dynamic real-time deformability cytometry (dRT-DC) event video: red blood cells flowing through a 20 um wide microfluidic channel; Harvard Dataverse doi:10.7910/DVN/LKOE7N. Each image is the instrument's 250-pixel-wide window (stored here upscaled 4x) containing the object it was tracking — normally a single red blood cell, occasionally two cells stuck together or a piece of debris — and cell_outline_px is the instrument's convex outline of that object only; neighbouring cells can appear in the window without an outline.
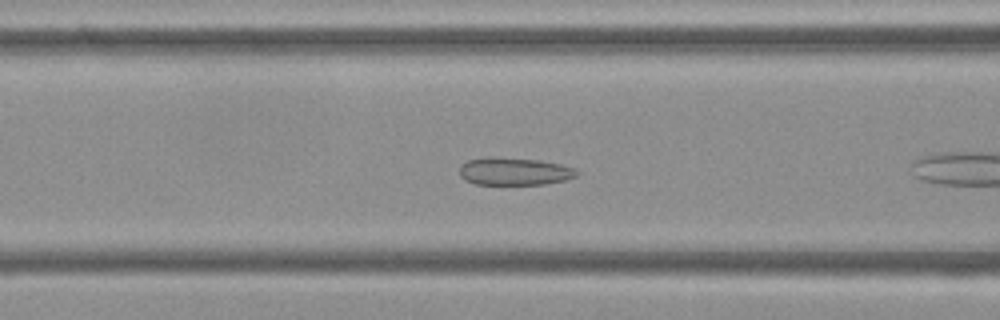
{"species": "Egyptian fruit bat (a non-hibernating species)", "species_latin": "Rousettus aegyptiacus", "temperature_condition": "cold", "stored_images_in_passage": 41, "camera_frame_rate_fps": 3000, "um_per_image_px": 0.085, "frame": {"image": 1, "passage_image": 7, "time_ms": 2.0, "image_size_px": [1000, 320], "cell_outline_px": [[580, 172], [576, 176], [564, 180], [544, 184], [476, 184], [464, 180], [460, 176], [460, 164], [468, 160], [488, 156], [496, 156], [540, 160], [560, 164], [572, 168]], "centroid_in_image_um": [43.67, 14.55], "position_along_channel_um": 122.9, "area_um2": 19.02}}
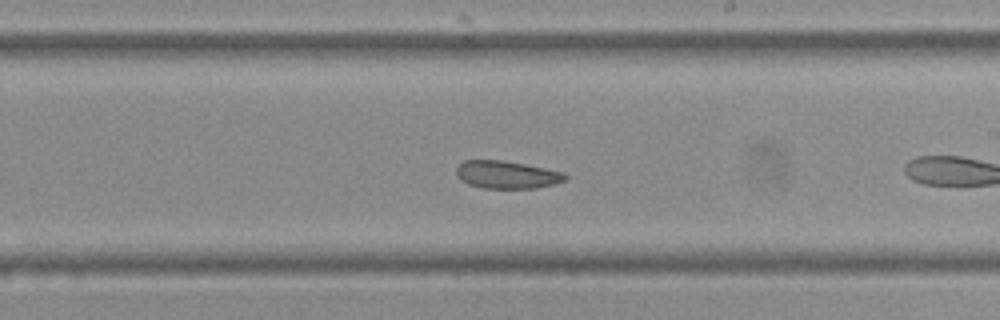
{"frame": {"image": 2, "passage_image": 17, "time_ms": 5.333, "image_size_px": [1000, 320], "cell_outline_px": [[568, 180], [556, 184], [536, 188], [484, 188], [468, 184], [460, 180], [456, 176], [456, 168], [464, 160], [504, 160], [564, 172], [568, 176]], "centroid_in_image_um": [43.1, 14.85], "position_along_channel_um": 245.9, "area_um2": 17.74}}
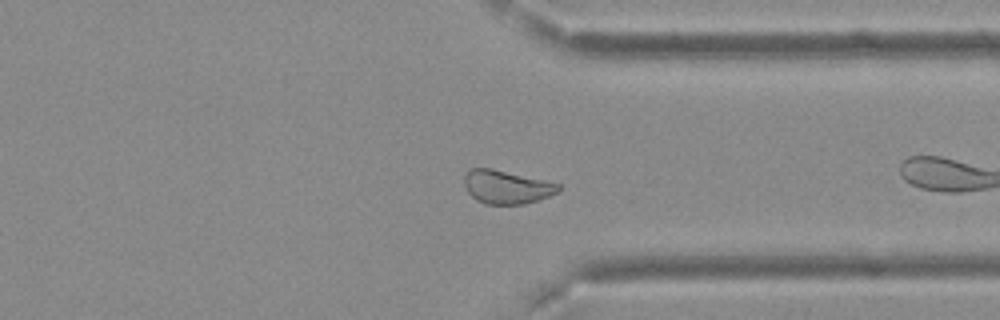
{"frame": {"image": 3, "passage_image": 27, "time_ms": 8.667, "image_size_px": [1000, 320], "cell_outline_px": [[560, 188], [556, 192], [548, 196], [524, 204], [484, 204], [476, 200], [468, 192], [464, 184], [464, 176], [472, 168], [492, 168], [544, 180], [560, 184]], "centroid_in_image_um": [43.03, 15.89], "position_along_channel_um": 368.4, "area_um2": 18.15}}